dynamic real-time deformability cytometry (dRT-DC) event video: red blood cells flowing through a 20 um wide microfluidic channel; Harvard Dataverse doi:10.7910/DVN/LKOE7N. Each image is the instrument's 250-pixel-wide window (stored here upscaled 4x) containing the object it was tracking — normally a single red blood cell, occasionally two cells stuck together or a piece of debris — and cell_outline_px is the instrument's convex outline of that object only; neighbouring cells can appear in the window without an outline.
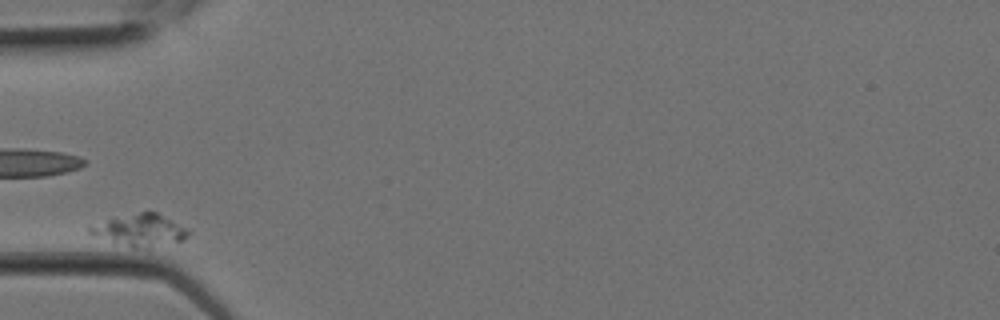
{"species": "Egyptian fruit bat (a non-hibernating species)", "species_latin": "Rousettus aegyptiacus", "temperature_condition": "room temperature", "stored_images_in_passage": 19, "camera_frame_rate_fps": 3000, "um_per_image_px": 0.085, "animal": {"sex": "female"}, "frame": {"image": 1, "passage_image": 7, "time_ms": 2.0, "image_size_px": [1000, 320], "cell_outline_px": [[188, 236], [184, 240], [148, 248], [132, 248], [88, 232], [88, 228], [112, 216], [140, 212], [156, 212], [172, 220], [184, 228], [188, 232]], "centroid_in_image_um": [11.9, 19.55], "position_along_channel_um": 73.1, "area_um2": 17.98}}
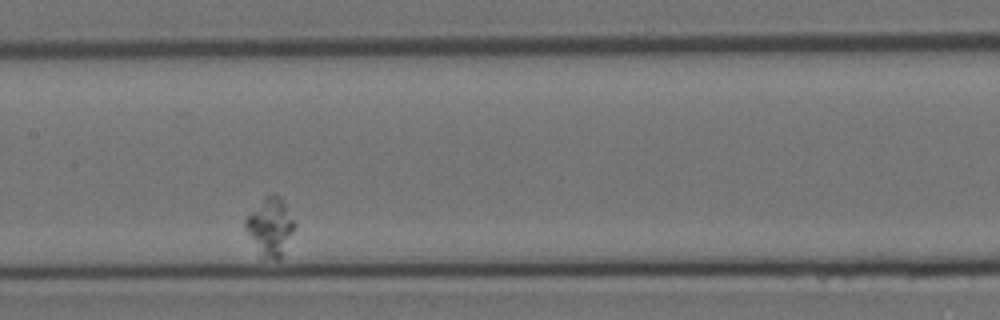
{"frame": {"image": 2, "passage_image": 12, "time_ms": 3.667, "image_size_px": [1000, 320], "cell_outline_px": [[296, 228], [280, 260], [276, 260], [264, 256], [244, 228], [244, 220], [264, 196], [272, 192], [280, 196], [284, 200], [296, 224]], "centroid_in_image_um": [23.02, 19.21], "position_along_channel_um": 184.4, "area_um2": 16.47}}
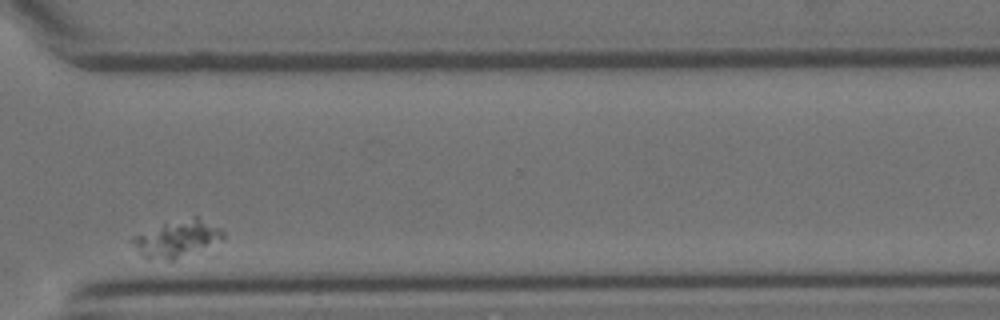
{"frame": {"image": 3, "passage_image": 19, "time_ms": 6.0, "image_size_px": [1000, 320], "cell_outline_px": [[224, 240], [176, 260], [148, 260], [128, 240], [132, 236], [164, 224], [192, 216], [196, 216], [220, 228], [224, 232]], "centroid_in_image_um": [15.06, 20.31], "position_along_channel_um": 355.5, "area_um2": 19.48}}